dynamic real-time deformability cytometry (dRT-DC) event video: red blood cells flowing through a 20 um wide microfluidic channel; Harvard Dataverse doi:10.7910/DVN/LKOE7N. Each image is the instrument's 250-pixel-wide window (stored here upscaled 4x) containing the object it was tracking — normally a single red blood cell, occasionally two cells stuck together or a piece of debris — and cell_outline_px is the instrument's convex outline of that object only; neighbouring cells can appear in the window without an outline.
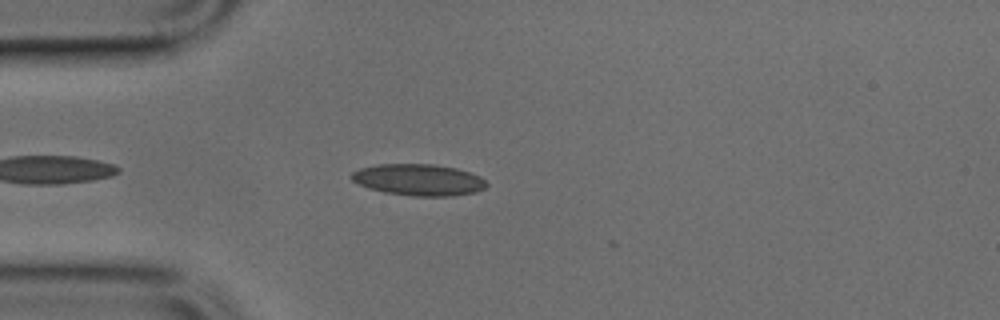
{"species": "common noctule bat (a hibernating species)", "species_latin": "Nyctalus noctula", "temperature_condition": "cold", "stored_images_in_passage": 7, "camera_frame_rate_fps": 3000, "um_per_image_px": 0.085, "animal": {"sex": "male", "body_mass_g": 17.9, "forearm_length_mm": 54.2}, "frame": {"image": 1, "passage_image": 4, "time_ms": 1.0, "image_size_px": [1000, 320], "cell_outline_px": [[488, 184], [484, 188], [476, 192], [452, 196], [412, 196], [384, 192], [368, 188], [352, 180], [348, 176], [352, 172], [360, 168], [376, 164], [432, 164], [456, 168], [480, 176]], "centroid_in_image_um": [35.56, 15.28], "position_along_channel_um": 49.4, "area_um2": 24.85}}